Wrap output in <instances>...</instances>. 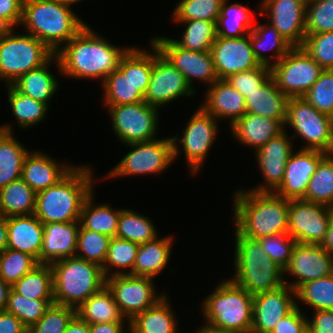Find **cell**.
Segmentation results:
<instances>
[{"mask_svg": "<svg viewBox=\"0 0 333 333\" xmlns=\"http://www.w3.org/2000/svg\"><path fill=\"white\" fill-rule=\"evenodd\" d=\"M64 45L54 55L62 75L103 81L118 68L121 58L130 49L110 44L87 24Z\"/></svg>", "mask_w": 333, "mask_h": 333, "instance_id": "6da1fadb", "label": "cell"}, {"mask_svg": "<svg viewBox=\"0 0 333 333\" xmlns=\"http://www.w3.org/2000/svg\"><path fill=\"white\" fill-rule=\"evenodd\" d=\"M233 197L235 228L241 236L258 240L288 233L289 200L273 192H247L242 189Z\"/></svg>", "mask_w": 333, "mask_h": 333, "instance_id": "7a4b0ae2", "label": "cell"}, {"mask_svg": "<svg viewBox=\"0 0 333 333\" xmlns=\"http://www.w3.org/2000/svg\"><path fill=\"white\" fill-rule=\"evenodd\" d=\"M90 167L75 166L60 181L36 193L34 215L43 223L79 222L85 200L93 192Z\"/></svg>", "mask_w": 333, "mask_h": 333, "instance_id": "3957f363", "label": "cell"}, {"mask_svg": "<svg viewBox=\"0 0 333 333\" xmlns=\"http://www.w3.org/2000/svg\"><path fill=\"white\" fill-rule=\"evenodd\" d=\"M21 24L54 53L86 25L70 6L56 0H23Z\"/></svg>", "mask_w": 333, "mask_h": 333, "instance_id": "277c9868", "label": "cell"}, {"mask_svg": "<svg viewBox=\"0 0 333 333\" xmlns=\"http://www.w3.org/2000/svg\"><path fill=\"white\" fill-rule=\"evenodd\" d=\"M235 235V275L231 278L235 284L255 295L287 283L282 277L284 270L270 259L258 240L241 236L236 230Z\"/></svg>", "mask_w": 333, "mask_h": 333, "instance_id": "5b68a950", "label": "cell"}, {"mask_svg": "<svg viewBox=\"0 0 333 333\" xmlns=\"http://www.w3.org/2000/svg\"><path fill=\"white\" fill-rule=\"evenodd\" d=\"M206 324L220 330L250 333L253 295L231 279L223 280L202 306Z\"/></svg>", "mask_w": 333, "mask_h": 333, "instance_id": "8992f818", "label": "cell"}, {"mask_svg": "<svg viewBox=\"0 0 333 333\" xmlns=\"http://www.w3.org/2000/svg\"><path fill=\"white\" fill-rule=\"evenodd\" d=\"M50 266L53 272V298L56 304L76 309L105 286L102 267L76 256L64 258Z\"/></svg>", "mask_w": 333, "mask_h": 333, "instance_id": "52a82bcc", "label": "cell"}, {"mask_svg": "<svg viewBox=\"0 0 333 333\" xmlns=\"http://www.w3.org/2000/svg\"><path fill=\"white\" fill-rule=\"evenodd\" d=\"M13 28L0 35V78L11 85L28 71L46 64L55 53L31 34H13Z\"/></svg>", "mask_w": 333, "mask_h": 333, "instance_id": "ba28073f", "label": "cell"}, {"mask_svg": "<svg viewBox=\"0 0 333 333\" xmlns=\"http://www.w3.org/2000/svg\"><path fill=\"white\" fill-rule=\"evenodd\" d=\"M308 144L301 149L333 153V118L317 111L304 97H292L287 105L286 125Z\"/></svg>", "mask_w": 333, "mask_h": 333, "instance_id": "9c48e42d", "label": "cell"}, {"mask_svg": "<svg viewBox=\"0 0 333 333\" xmlns=\"http://www.w3.org/2000/svg\"><path fill=\"white\" fill-rule=\"evenodd\" d=\"M323 70L302 47H293L271 66V76L287 97H303Z\"/></svg>", "mask_w": 333, "mask_h": 333, "instance_id": "30bf717a", "label": "cell"}, {"mask_svg": "<svg viewBox=\"0 0 333 333\" xmlns=\"http://www.w3.org/2000/svg\"><path fill=\"white\" fill-rule=\"evenodd\" d=\"M112 128L119 141L132 144L155 140L158 108L145 101L108 107Z\"/></svg>", "mask_w": 333, "mask_h": 333, "instance_id": "8fae6325", "label": "cell"}, {"mask_svg": "<svg viewBox=\"0 0 333 333\" xmlns=\"http://www.w3.org/2000/svg\"><path fill=\"white\" fill-rule=\"evenodd\" d=\"M127 145L133 150L114 166L112 171L107 174L109 177L140 176L149 173L160 174L174 161L172 138L155 139Z\"/></svg>", "mask_w": 333, "mask_h": 333, "instance_id": "7c38bea8", "label": "cell"}, {"mask_svg": "<svg viewBox=\"0 0 333 333\" xmlns=\"http://www.w3.org/2000/svg\"><path fill=\"white\" fill-rule=\"evenodd\" d=\"M154 278L131 274L105 278L120 313L129 322L134 316L155 305L165 294L155 292Z\"/></svg>", "mask_w": 333, "mask_h": 333, "instance_id": "4fadbf2b", "label": "cell"}, {"mask_svg": "<svg viewBox=\"0 0 333 333\" xmlns=\"http://www.w3.org/2000/svg\"><path fill=\"white\" fill-rule=\"evenodd\" d=\"M217 120L200 106L187 123L183 137L177 138V136H173L172 138L174 160L180 152L177 144L180 142L192 174L200 170L205 158L208 156L207 154L218 133Z\"/></svg>", "mask_w": 333, "mask_h": 333, "instance_id": "5bb4252c", "label": "cell"}, {"mask_svg": "<svg viewBox=\"0 0 333 333\" xmlns=\"http://www.w3.org/2000/svg\"><path fill=\"white\" fill-rule=\"evenodd\" d=\"M153 51V68L144 95V101L157 108L180 98L191 96L194 90L189 86L183 74L151 42Z\"/></svg>", "mask_w": 333, "mask_h": 333, "instance_id": "9a60e30c", "label": "cell"}, {"mask_svg": "<svg viewBox=\"0 0 333 333\" xmlns=\"http://www.w3.org/2000/svg\"><path fill=\"white\" fill-rule=\"evenodd\" d=\"M331 207L306 201L289 200L288 234L297 242L320 244L330 222Z\"/></svg>", "mask_w": 333, "mask_h": 333, "instance_id": "2e32d148", "label": "cell"}, {"mask_svg": "<svg viewBox=\"0 0 333 333\" xmlns=\"http://www.w3.org/2000/svg\"><path fill=\"white\" fill-rule=\"evenodd\" d=\"M151 42L183 74L192 89H194L193 79H198L199 82L203 81L209 86L219 79L211 51L186 50L178 46L173 39L167 37H155Z\"/></svg>", "mask_w": 333, "mask_h": 333, "instance_id": "e0dca14e", "label": "cell"}, {"mask_svg": "<svg viewBox=\"0 0 333 333\" xmlns=\"http://www.w3.org/2000/svg\"><path fill=\"white\" fill-rule=\"evenodd\" d=\"M259 12H269L267 23L274 26L293 46L301 47L306 37V6L304 0H262Z\"/></svg>", "mask_w": 333, "mask_h": 333, "instance_id": "ac0fdd59", "label": "cell"}, {"mask_svg": "<svg viewBox=\"0 0 333 333\" xmlns=\"http://www.w3.org/2000/svg\"><path fill=\"white\" fill-rule=\"evenodd\" d=\"M284 273L297 277L295 282L285 283L296 291L306 282L333 274V254L319 244L296 243Z\"/></svg>", "mask_w": 333, "mask_h": 333, "instance_id": "d6986e66", "label": "cell"}, {"mask_svg": "<svg viewBox=\"0 0 333 333\" xmlns=\"http://www.w3.org/2000/svg\"><path fill=\"white\" fill-rule=\"evenodd\" d=\"M294 295V296H293ZM296 291L287 284L253 295V320L250 333H271L275 325L298 304Z\"/></svg>", "mask_w": 333, "mask_h": 333, "instance_id": "ffe728a7", "label": "cell"}, {"mask_svg": "<svg viewBox=\"0 0 333 333\" xmlns=\"http://www.w3.org/2000/svg\"><path fill=\"white\" fill-rule=\"evenodd\" d=\"M327 155L318 150L299 149L292 153L285 167L281 185L273 192L286 200L303 199L311 177Z\"/></svg>", "mask_w": 333, "mask_h": 333, "instance_id": "44dd1931", "label": "cell"}, {"mask_svg": "<svg viewBox=\"0 0 333 333\" xmlns=\"http://www.w3.org/2000/svg\"><path fill=\"white\" fill-rule=\"evenodd\" d=\"M210 51L219 79L260 66L251 47L250 34L240 38L217 37Z\"/></svg>", "mask_w": 333, "mask_h": 333, "instance_id": "7402d4cb", "label": "cell"}, {"mask_svg": "<svg viewBox=\"0 0 333 333\" xmlns=\"http://www.w3.org/2000/svg\"><path fill=\"white\" fill-rule=\"evenodd\" d=\"M293 138H288L286 130L270 139L256 151L258 166L266 184L258 185L251 191L274 192L284 177L286 164L293 152Z\"/></svg>", "mask_w": 333, "mask_h": 333, "instance_id": "603a6c76", "label": "cell"}, {"mask_svg": "<svg viewBox=\"0 0 333 333\" xmlns=\"http://www.w3.org/2000/svg\"><path fill=\"white\" fill-rule=\"evenodd\" d=\"M43 226L40 264L51 265L64 258L75 256L80 222H52Z\"/></svg>", "mask_w": 333, "mask_h": 333, "instance_id": "cb8c5ba5", "label": "cell"}, {"mask_svg": "<svg viewBox=\"0 0 333 333\" xmlns=\"http://www.w3.org/2000/svg\"><path fill=\"white\" fill-rule=\"evenodd\" d=\"M208 87L201 107L215 119L229 118L232 126L246 113L245 97L225 79H218Z\"/></svg>", "mask_w": 333, "mask_h": 333, "instance_id": "d4e9b609", "label": "cell"}, {"mask_svg": "<svg viewBox=\"0 0 333 333\" xmlns=\"http://www.w3.org/2000/svg\"><path fill=\"white\" fill-rule=\"evenodd\" d=\"M43 231V223L34 214L8 217L7 248L27 253L40 264Z\"/></svg>", "mask_w": 333, "mask_h": 333, "instance_id": "484cf974", "label": "cell"}, {"mask_svg": "<svg viewBox=\"0 0 333 333\" xmlns=\"http://www.w3.org/2000/svg\"><path fill=\"white\" fill-rule=\"evenodd\" d=\"M74 166L61 165L44 152H29L25 157L21 178L36 193L60 181Z\"/></svg>", "mask_w": 333, "mask_h": 333, "instance_id": "4316f807", "label": "cell"}, {"mask_svg": "<svg viewBox=\"0 0 333 333\" xmlns=\"http://www.w3.org/2000/svg\"><path fill=\"white\" fill-rule=\"evenodd\" d=\"M102 83L103 99L107 108L144 101V94L131 81V48L121 58L118 68L109 74Z\"/></svg>", "mask_w": 333, "mask_h": 333, "instance_id": "83f0119b", "label": "cell"}, {"mask_svg": "<svg viewBox=\"0 0 333 333\" xmlns=\"http://www.w3.org/2000/svg\"><path fill=\"white\" fill-rule=\"evenodd\" d=\"M232 134L243 145L255 148L257 151L270 139L285 130L284 124L260 115L245 113L232 126Z\"/></svg>", "mask_w": 333, "mask_h": 333, "instance_id": "f1b7e54d", "label": "cell"}, {"mask_svg": "<svg viewBox=\"0 0 333 333\" xmlns=\"http://www.w3.org/2000/svg\"><path fill=\"white\" fill-rule=\"evenodd\" d=\"M289 99L277 87L271 76L261 87L245 98L246 113L279 120L285 124Z\"/></svg>", "mask_w": 333, "mask_h": 333, "instance_id": "f546056e", "label": "cell"}, {"mask_svg": "<svg viewBox=\"0 0 333 333\" xmlns=\"http://www.w3.org/2000/svg\"><path fill=\"white\" fill-rule=\"evenodd\" d=\"M12 133L10 124L0 126V188L21 178L25 157L30 152Z\"/></svg>", "mask_w": 333, "mask_h": 333, "instance_id": "4dcf8cb0", "label": "cell"}, {"mask_svg": "<svg viewBox=\"0 0 333 333\" xmlns=\"http://www.w3.org/2000/svg\"><path fill=\"white\" fill-rule=\"evenodd\" d=\"M169 303L164 295L155 305L134 316L128 323V332L178 333L176 316Z\"/></svg>", "mask_w": 333, "mask_h": 333, "instance_id": "1f68e13d", "label": "cell"}, {"mask_svg": "<svg viewBox=\"0 0 333 333\" xmlns=\"http://www.w3.org/2000/svg\"><path fill=\"white\" fill-rule=\"evenodd\" d=\"M172 237H157L156 239L139 244L135 264L134 276H147L154 278L168 264L172 250Z\"/></svg>", "mask_w": 333, "mask_h": 333, "instance_id": "d6a6232c", "label": "cell"}, {"mask_svg": "<svg viewBox=\"0 0 333 333\" xmlns=\"http://www.w3.org/2000/svg\"><path fill=\"white\" fill-rule=\"evenodd\" d=\"M76 315L89 325L125 322V318L120 313L113 295L106 285L77 307Z\"/></svg>", "mask_w": 333, "mask_h": 333, "instance_id": "836d02e7", "label": "cell"}, {"mask_svg": "<svg viewBox=\"0 0 333 333\" xmlns=\"http://www.w3.org/2000/svg\"><path fill=\"white\" fill-rule=\"evenodd\" d=\"M270 36V37H269ZM250 43L256 60L260 65L271 68L283 56H285L293 46L279 33L271 24H259L252 28L250 32ZM274 49L273 63L270 57L260 52L261 50ZM272 63V64H271Z\"/></svg>", "mask_w": 333, "mask_h": 333, "instance_id": "e575fe53", "label": "cell"}, {"mask_svg": "<svg viewBox=\"0 0 333 333\" xmlns=\"http://www.w3.org/2000/svg\"><path fill=\"white\" fill-rule=\"evenodd\" d=\"M52 60H54V56L40 68L28 71L19 77L11 86L34 100L49 105L50 98L53 97L59 86L58 81L49 71Z\"/></svg>", "mask_w": 333, "mask_h": 333, "instance_id": "d590c367", "label": "cell"}, {"mask_svg": "<svg viewBox=\"0 0 333 333\" xmlns=\"http://www.w3.org/2000/svg\"><path fill=\"white\" fill-rule=\"evenodd\" d=\"M36 192L20 178L0 188V214L30 215L35 212Z\"/></svg>", "mask_w": 333, "mask_h": 333, "instance_id": "8d00e7d4", "label": "cell"}, {"mask_svg": "<svg viewBox=\"0 0 333 333\" xmlns=\"http://www.w3.org/2000/svg\"><path fill=\"white\" fill-rule=\"evenodd\" d=\"M93 196L92 192L83 204L79 219L80 225L84 229L108 235L111 238L116 237L121 208L114 210L107 204L95 206Z\"/></svg>", "mask_w": 333, "mask_h": 333, "instance_id": "74e56055", "label": "cell"}, {"mask_svg": "<svg viewBox=\"0 0 333 333\" xmlns=\"http://www.w3.org/2000/svg\"><path fill=\"white\" fill-rule=\"evenodd\" d=\"M228 0H223L220 15L216 21L217 37L240 38L250 34L253 12L247 6L239 3L229 5ZM245 34V35H244Z\"/></svg>", "mask_w": 333, "mask_h": 333, "instance_id": "f35d334b", "label": "cell"}, {"mask_svg": "<svg viewBox=\"0 0 333 333\" xmlns=\"http://www.w3.org/2000/svg\"><path fill=\"white\" fill-rule=\"evenodd\" d=\"M11 289L17 294L33 300L54 299L51 266L39 264L14 283Z\"/></svg>", "mask_w": 333, "mask_h": 333, "instance_id": "ab89813d", "label": "cell"}, {"mask_svg": "<svg viewBox=\"0 0 333 333\" xmlns=\"http://www.w3.org/2000/svg\"><path fill=\"white\" fill-rule=\"evenodd\" d=\"M186 25L181 40H173L178 46L195 52L210 51L217 38L216 22L204 20H174Z\"/></svg>", "mask_w": 333, "mask_h": 333, "instance_id": "60d3db41", "label": "cell"}, {"mask_svg": "<svg viewBox=\"0 0 333 333\" xmlns=\"http://www.w3.org/2000/svg\"><path fill=\"white\" fill-rule=\"evenodd\" d=\"M149 217L123 209L118 220L116 237L143 244L156 239L158 233Z\"/></svg>", "mask_w": 333, "mask_h": 333, "instance_id": "b9f144b4", "label": "cell"}, {"mask_svg": "<svg viewBox=\"0 0 333 333\" xmlns=\"http://www.w3.org/2000/svg\"><path fill=\"white\" fill-rule=\"evenodd\" d=\"M303 199L333 207V153L320 161Z\"/></svg>", "mask_w": 333, "mask_h": 333, "instance_id": "7bdbcfd3", "label": "cell"}, {"mask_svg": "<svg viewBox=\"0 0 333 333\" xmlns=\"http://www.w3.org/2000/svg\"><path fill=\"white\" fill-rule=\"evenodd\" d=\"M8 102L12 113L23 128L31 127L40 123L45 117L48 105L36 101L28 95L15 90L11 85H7Z\"/></svg>", "mask_w": 333, "mask_h": 333, "instance_id": "ee69618b", "label": "cell"}, {"mask_svg": "<svg viewBox=\"0 0 333 333\" xmlns=\"http://www.w3.org/2000/svg\"><path fill=\"white\" fill-rule=\"evenodd\" d=\"M139 249V244L118 237L111 238L109 242L107 256L102 267V272L105 278L114 275H133V266L135 264L136 255ZM111 266L119 268H129L128 272L117 271L111 272Z\"/></svg>", "mask_w": 333, "mask_h": 333, "instance_id": "f6af8a7d", "label": "cell"}, {"mask_svg": "<svg viewBox=\"0 0 333 333\" xmlns=\"http://www.w3.org/2000/svg\"><path fill=\"white\" fill-rule=\"evenodd\" d=\"M296 299L313 311L333 310V274L302 284L296 290Z\"/></svg>", "mask_w": 333, "mask_h": 333, "instance_id": "bcb514c9", "label": "cell"}, {"mask_svg": "<svg viewBox=\"0 0 333 333\" xmlns=\"http://www.w3.org/2000/svg\"><path fill=\"white\" fill-rule=\"evenodd\" d=\"M54 299H29L17 294L12 289L9 292L5 311L14 314L29 329L37 323Z\"/></svg>", "mask_w": 333, "mask_h": 333, "instance_id": "7dc6e473", "label": "cell"}, {"mask_svg": "<svg viewBox=\"0 0 333 333\" xmlns=\"http://www.w3.org/2000/svg\"><path fill=\"white\" fill-rule=\"evenodd\" d=\"M110 240V236L84 229L80 225L76 249L78 254L75 256L103 267Z\"/></svg>", "mask_w": 333, "mask_h": 333, "instance_id": "c3c4849f", "label": "cell"}, {"mask_svg": "<svg viewBox=\"0 0 333 333\" xmlns=\"http://www.w3.org/2000/svg\"><path fill=\"white\" fill-rule=\"evenodd\" d=\"M38 265L31 255L7 248L0 253V278L12 286Z\"/></svg>", "mask_w": 333, "mask_h": 333, "instance_id": "681fc988", "label": "cell"}, {"mask_svg": "<svg viewBox=\"0 0 333 333\" xmlns=\"http://www.w3.org/2000/svg\"><path fill=\"white\" fill-rule=\"evenodd\" d=\"M223 0H180L172 14L173 20H204L216 22Z\"/></svg>", "mask_w": 333, "mask_h": 333, "instance_id": "f907efd6", "label": "cell"}, {"mask_svg": "<svg viewBox=\"0 0 333 333\" xmlns=\"http://www.w3.org/2000/svg\"><path fill=\"white\" fill-rule=\"evenodd\" d=\"M303 97L317 111L333 118V69H324Z\"/></svg>", "mask_w": 333, "mask_h": 333, "instance_id": "816d5d0a", "label": "cell"}, {"mask_svg": "<svg viewBox=\"0 0 333 333\" xmlns=\"http://www.w3.org/2000/svg\"><path fill=\"white\" fill-rule=\"evenodd\" d=\"M76 315V309L53 303L42 318L29 329V333H64L68 323Z\"/></svg>", "mask_w": 333, "mask_h": 333, "instance_id": "f5cc1de1", "label": "cell"}, {"mask_svg": "<svg viewBox=\"0 0 333 333\" xmlns=\"http://www.w3.org/2000/svg\"><path fill=\"white\" fill-rule=\"evenodd\" d=\"M306 35L333 31V0H317L306 6Z\"/></svg>", "mask_w": 333, "mask_h": 333, "instance_id": "db71d44e", "label": "cell"}, {"mask_svg": "<svg viewBox=\"0 0 333 333\" xmlns=\"http://www.w3.org/2000/svg\"><path fill=\"white\" fill-rule=\"evenodd\" d=\"M301 47L323 69H333V31L306 35Z\"/></svg>", "mask_w": 333, "mask_h": 333, "instance_id": "11a10c76", "label": "cell"}, {"mask_svg": "<svg viewBox=\"0 0 333 333\" xmlns=\"http://www.w3.org/2000/svg\"><path fill=\"white\" fill-rule=\"evenodd\" d=\"M270 259L283 270L289 264L296 241L288 233H279L258 239Z\"/></svg>", "mask_w": 333, "mask_h": 333, "instance_id": "9f6ffc18", "label": "cell"}, {"mask_svg": "<svg viewBox=\"0 0 333 333\" xmlns=\"http://www.w3.org/2000/svg\"><path fill=\"white\" fill-rule=\"evenodd\" d=\"M271 77V68L260 65L248 71L231 74L225 80L245 98L261 87Z\"/></svg>", "mask_w": 333, "mask_h": 333, "instance_id": "6f0895ef", "label": "cell"}, {"mask_svg": "<svg viewBox=\"0 0 333 333\" xmlns=\"http://www.w3.org/2000/svg\"><path fill=\"white\" fill-rule=\"evenodd\" d=\"M153 68V53L131 47V81L144 95L147 92Z\"/></svg>", "mask_w": 333, "mask_h": 333, "instance_id": "680465c9", "label": "cell"}, {"mask_svg": "<svg viewBox=\"0 0 333 333\" xmlns=\"http://www.w3.org/2000/svg\"><path fill=\"white\" fill-rule=\"evenodd\" d=\"M301 311L299 305H296L289 314L275 325L271 333H308L309 318Z\"/></svg>", "mask_w": 333, "mask_h": 333, "instance_id": "91938a15", "label": "cell"}, {"mask_svg": "<svg viewBox=\"0 0 333 333\" xmlns=\"http://www.w3.org/2000/svg\"><path fill=\"white\" fill-rule=\"evenodd\" d=\"M23 0H0V21L8 29L22 21Z\"/></svg>", "mask_w": 333, "mask_h": 333, "instance_id": "94428289", "label": "cell"}, {"mask_svg": "<svg viewBox=\"0 0 333 333\" xmlns=\"http://www.w3.org/2000/svg\"><path fill=\"white\" fill-rule=\"evenodd\" d=\"M313 312L312 320H308V333H333V310Z\"/></svg>", "mask_w": 333, "mask_h": 333, "instance_id": "6125c7cd", "label": "cell"}, {"mask_svg": "<svg viewBox=\"0 0 333 333\" xmlns=\"http://www.w3.org/2000/svg\"><path fill=\"white\" fill-rule=\"evenodd\" d=\"M28 328L14 314L0 310V333H27Z\"/></svg>", "mask_w": 333, "mask_h": 333, "instance_id": "be15d7a7", "label": "cell"}, {"mask_svg": "<svg viewBox=\"0 0 333 333\" xmlns=\"http://www.w3.org/2000/svg\"><path fill=\"white\" fill-rule=\"evenodd\" d=\"M125 322L90 324V333H126Z\"/></svg>", "mask_w": 333, "mask_h": 333, "instance_id": "e7e4bbea", "label": "cell"}, {"mask_svg": "<svg viewBox=\"0 0 333 333\" xmlns=\"http://www.w3.org/2000/svg\"><path fill=\"white\" fill-rule=\"evenodd\" d=\"M64 333H90L89 324L75 315L68 323Z\"/></svg>", "mask_w": 333, "mask_h": 333, "instance_id": "03108f58", "label": "cell"}, {"mask_svg": "<svg viewBox=\"0 0 333 333\" xmlns=\"http://www.w3.org/2000/svg\"><path fill=\"white\" fill-rule=\"evenodd\" d=\"M324 250L333 254V207L330 212V222L324 239L319 244Z\"/></svg>", "mask_w": 333, "mask_h": 333, "instance_id": "003e7915", "label": "cell"}, {"mask_svg": "<svg viewBox=\"0 0 333 333\" xmlns=\"http://www.w3.org/2000/svg\"><path fill=\"white\" fill-rule=\"evenodd\" d=\"M8 232L7 218L0 214V253L7 249Z\"/></svg>", "mask_w": 333, "mask_h": 333, "instance_id": "a7ac6f4b", "label": "cell"}, {"mask_svg": "<svg viewBox=\"0 0 333 333\" xmlns=\"http://www.w3.org/2000/svg\"><path fill=\"white\" fill-rule=\"evenodd\" d=\"M10 290L11 285L0 278V310L6 309Z\"/></svg>", "mask_w": 333, "mask_h": 333, "instance_id": "89a4df30", "label": "cell"}, {"mask_svg": "<svg viewBox=\"0 0 333 333\" xmlns=\"http://www.w3.org/2000/svg\"><path fill=\"white\" fill-rule=\"evenodd\" d=\"M196 333H236V332L216 329L205 324L202 327H200V329Z\"/></svg>", "mask_w": 333, "mask_h": 333, "instance_id": "2644e50d", "label": "cell"}, {"mask_svg": "<svg viewBox=\"0 0 333 333\" xmlns=\"http://www.w3.org/2000/svg\"><path fill=\"white\" fill-rule=\"evenodd\" d=\"M56 1L67 6H71L77 2H80L81 0H56Z\"/></svg>", "mask_w": 333, "mask_h": 333, "instance_id": "8c879c8a", "label": "cell"}, {"mask_svg": "<svg viewBox=\"0 0 333 333\" xmlns=\"http://www.w3.org/2000/svg\"><path fill=\"white\" fill-rule=\"evenodd\" d=\"M7 28L1 23L0 21V35L6 30Z\"/></svg>", "mask_w": 333, "mask_h": 333, "instance_id": "753ad0ef", "label": "cell"}, {"mask_svg": "<svg viewBox=\"0 0 333 333\" xmlns=\"http://www.w3.org/2000/svg\"><path fill=\"white\" fill-rule=\"evenodd\" d=\"M313 1H317V0H304V2H305L306 4H309V3L313 2Z\"/></svg>", "mask_w": 333, "mask_h": 333, "instance_id": "34e18365", "label": "cell"}]
</instances>
